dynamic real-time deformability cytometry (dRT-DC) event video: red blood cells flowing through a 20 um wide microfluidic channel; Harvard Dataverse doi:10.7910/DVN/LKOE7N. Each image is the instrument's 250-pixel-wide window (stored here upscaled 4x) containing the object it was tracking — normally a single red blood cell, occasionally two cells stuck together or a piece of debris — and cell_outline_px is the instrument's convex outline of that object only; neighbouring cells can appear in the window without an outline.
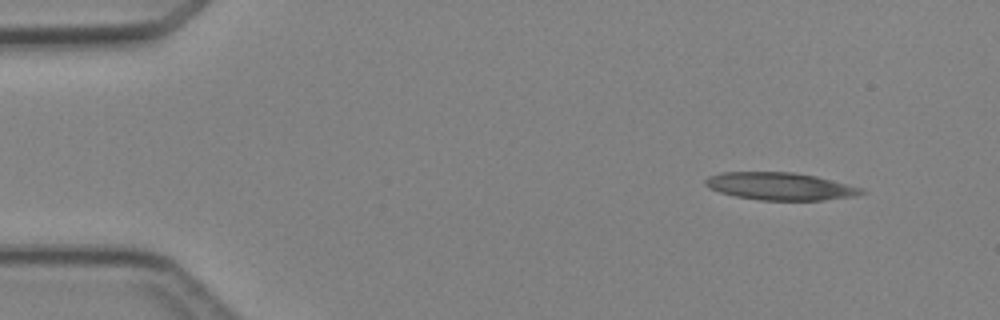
{"species": "Egyptian fruit bat (a non-hibernating species)", "species_latin": "Rousettus aegyptiacus", "temperature_condition": "cold", "stored_images_in_passage": 3, "camera_frame_rate_fps": 3000, "um_per_image_px": 0.085, "animal": {"sex": "female"}, "frame": {"image": 1, "passage_image": 1, "time_ms": 0.0, "image_size_px": [1000, 320], "cell_outline_px": [[868, 192], [856, 196], [824, 200], [760, 200], [736, 196], [720, 192], [708, 188], [704, 184], [704, 180], [708, 176], [720, 172], [792, 172], [816, 176], [864, 188]], "centroid_in_image_um": [66.33, 15.83], "position_along_channel_um": 18.7, "area_um2": 25.2}}